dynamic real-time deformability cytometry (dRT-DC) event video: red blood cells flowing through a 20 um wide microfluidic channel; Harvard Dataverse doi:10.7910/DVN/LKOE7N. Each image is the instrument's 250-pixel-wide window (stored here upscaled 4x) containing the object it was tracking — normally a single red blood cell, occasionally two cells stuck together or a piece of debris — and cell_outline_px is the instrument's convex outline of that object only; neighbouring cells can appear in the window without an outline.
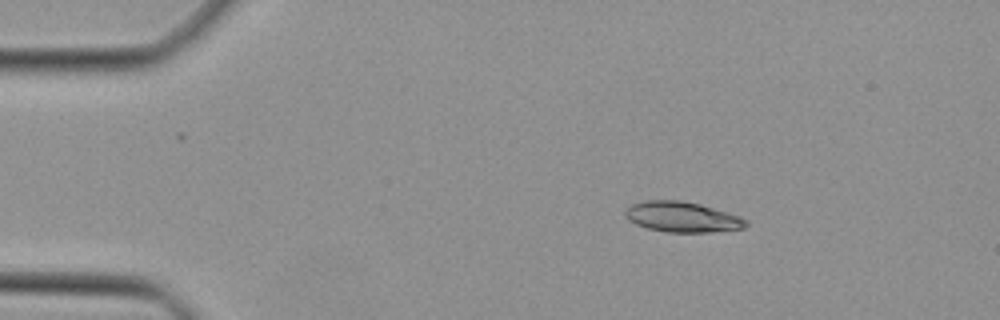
{"species": "Egyptian fruit bat (a non-hibernating species)", "species_latin": "Rousettus aegyptiacus", "temperature_condition": "cold", "stored_images_in_passage": 40, "camera_frame_rate_fps": 3000, "um_per_image_px": 0.085, "animal": {"sex": "female"}, "frame": {"image": 1, "passage_image": 1, "time_ms": 0.0, "image_size_px": [1000, 320], "cell_outline_px": [[748, 224], [744, 228], [712, 232], [668, 232], [648, 228], [636, 224], [628, 220], [624, 216], [624, 208], [632, 204], [648, 200], [680, 200], [700, 204], [728, 212], [740, 216], [748, 220]], "centroid_in_image_um": [57.98, 18.44], "position_along_channel_um": 27.0, "area_um2": 21.5}}
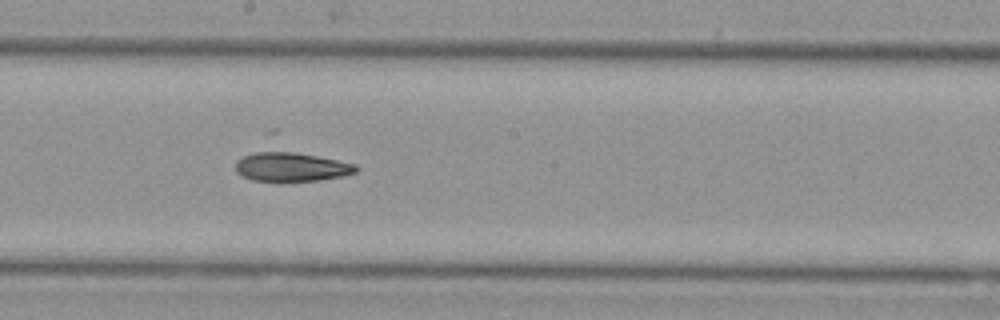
{"frame": {"image": 2, "passage_image": 19, "time_ms": 6.0, "image_size_px": [1000, 320], "cell_outline_px": [[360, 168], [356, 172], [344, 176], [320, 180], [252, 180], [240, 176], [236, 172], [236, 160], [244, 156], [264, 148], [276, 148], [356, 164]], "centroid_in_image_um": [24.71, 14.13], "position_along_channel_um": 223.5, "area_um2": 20.87}}
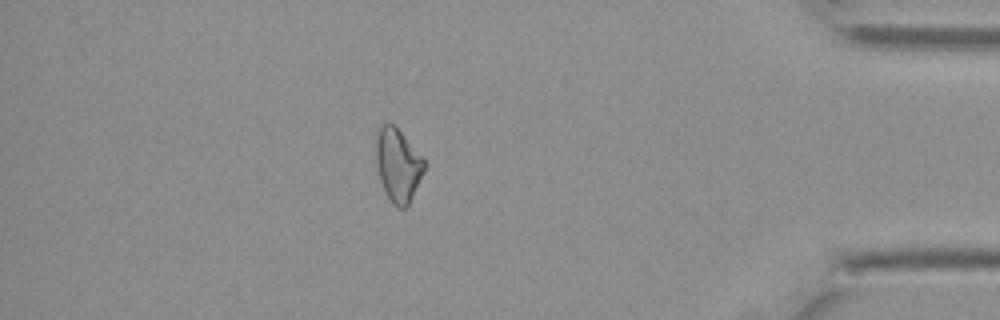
{"frame": {"image": 3, "passage_image": 34, "time_ms": 11.0, "image_size_px": [1000, 320], "cell_outline_px": [[424, 172], [408, 208], [396, 208], [392, 204], [384, 192], [380, 180], [376, 164], [376, 128], [384, 120], [392, 124], [400, 132], [424, 160]], "centroid_in_image_um": [33.79, 14.05], "position_along_channel_um": 401.4, "area_um2": 20.81}}